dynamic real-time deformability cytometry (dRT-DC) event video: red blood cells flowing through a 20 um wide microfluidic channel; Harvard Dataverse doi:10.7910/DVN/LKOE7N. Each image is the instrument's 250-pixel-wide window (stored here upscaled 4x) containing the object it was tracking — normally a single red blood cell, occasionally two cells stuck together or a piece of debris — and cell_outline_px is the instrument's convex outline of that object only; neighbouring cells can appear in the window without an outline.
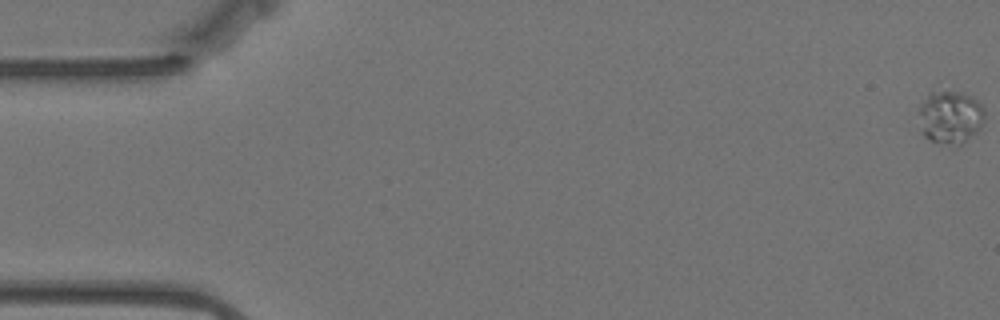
{"species": "Egyptian fruit bat (a non-hibernating species)", "species_latin": "Rousettus aegyptiacus", "temperature_condition": "warm", "stored_images_in_passage": 10, "camera_frame_rate_fps": 3000, "um_per_image_px": 0.085, "animal": {"sex": "female"}, "frame": {"image": 1, "passage_image": 1, "time_ms": 0.0, "image_size_px": [1000, 320], "cell_outline_px": [[984, 120], [980, 128], [976, 132], [956, 148], [936, 144], [928, 140], [924, 136], [920, 112], [920, 104], [928, 92], [960, 92], [972, 96], [984, 108]], "centroid_in_image_um": [80.79, 10.0], "position_along_channel_um": 4.2, "area_um2": 20.52}}